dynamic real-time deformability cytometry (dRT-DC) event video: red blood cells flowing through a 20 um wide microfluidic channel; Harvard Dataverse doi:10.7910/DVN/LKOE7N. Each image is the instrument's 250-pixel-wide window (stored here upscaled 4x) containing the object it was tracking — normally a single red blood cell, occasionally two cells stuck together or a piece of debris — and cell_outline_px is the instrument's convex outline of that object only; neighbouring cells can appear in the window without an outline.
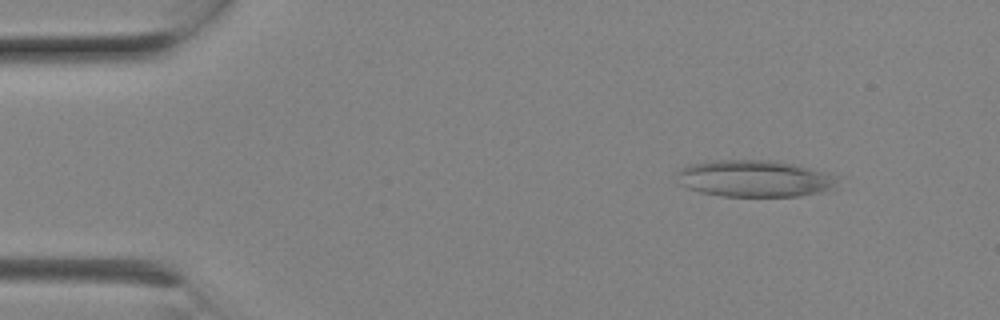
{"species": "Egyptian fruit bat (a non-hibernating species)", "species_latin": "Rousettus aegyptiacus", "temperature_condition": "room temperature", "stored_images_in_passage": 5, "camera_frame_rate_fps": 3000, "um_per_image_px": 0.085, "animal": {"sex": "female"}, "frame": {"image": 1, "passage_image": 2, "time_ms": 0.333, "image_size_px": [1000, 320], "cell_outline_px": [[840, 176], [832, 188], [824, 192], [800, 196], [724, 196], [700, 192], [688, 188], [680, 184], [676, 172], [680, 168], [688, 164], [712, 160], [772, 160], [792, 164]], "centroid_in_image_um": [64.11, 15.17], "position_along_channel_um": 20.9, "area_um2": 34.45}}
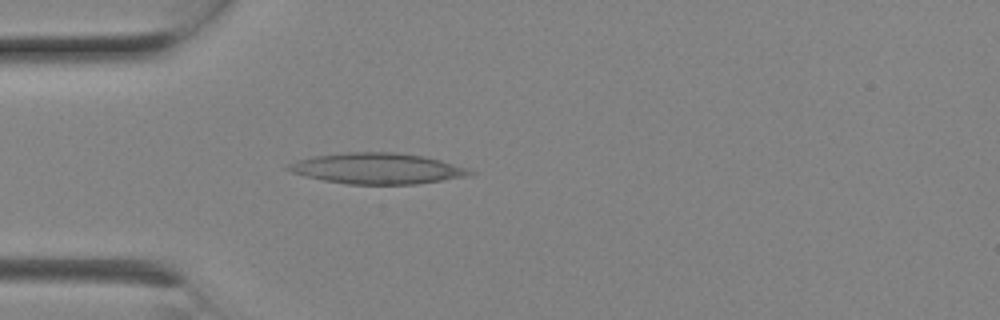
{"frame": {"image": 2, "passage_image": 5, "time_ms": 1.333, "image_size_px": [1000, 320], "cell_outline_px": [[476, 172], [472, 176], [416, 184], [348, 184], [324, 180], [304, 176], [292, 172], [284, 168], [288, 164], [296, 160], [312, 156], [348, 152], [396, 152], [424, 156], [472, 168]], "centroid_in_image_um": [32.12, 14.32], "position_along_channel_um": 52.9, "area_um2": 33.0}}